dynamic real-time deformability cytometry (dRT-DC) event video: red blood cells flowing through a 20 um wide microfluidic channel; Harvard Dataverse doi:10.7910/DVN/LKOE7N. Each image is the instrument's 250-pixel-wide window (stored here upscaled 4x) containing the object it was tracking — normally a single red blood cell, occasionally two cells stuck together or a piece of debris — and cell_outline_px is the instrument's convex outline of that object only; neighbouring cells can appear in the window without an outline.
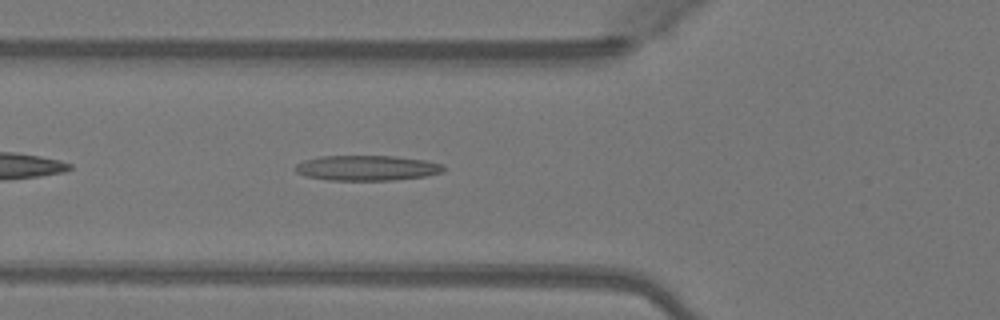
{"species": "Egyptian fruit bat (a non-hibernating species)", "species_latin": "Rousettus aegyptiacus", "temperature_condition": "warm", "stored_images_in_passage": 35, "camera_frame_rate_fps": 3000, "um_per_image_px": 0.085, "animal": {"sex": "female"}, "frame": {"image": 1, "passage_image": 5, "time_ms": 1.333, "image_size_px": [1000, 320], "cell_outline_px": [[444, 172], [428, 176], [392, 180], [328, 180], [304, 176], [296, 172], [296, 164], [304, 160], [320, 156], [396, 156], [424, 160], [444, 164]], "centroid_in_image_um": [31.21, 14.28], "position_along_channel_um": 94.6, "area_um2": 21.91}}
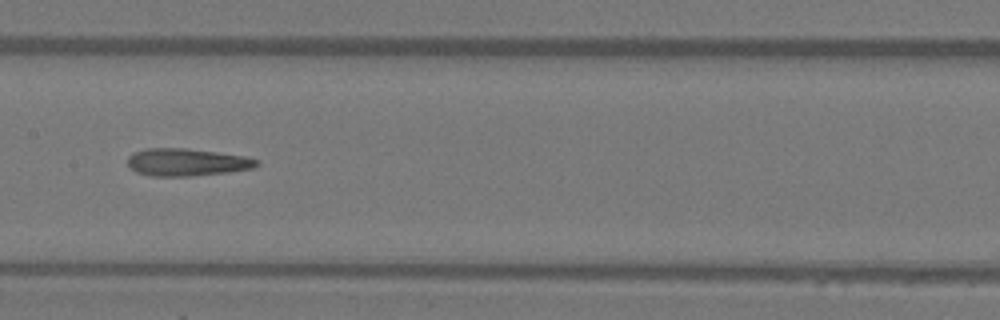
{"frame": {"image": 2, "passage_image": 12, "time_ms": 3.667, "image_size_px": [1000, 320], "cell_outline_px": [[260, 164], [252, 168], [228, 172], [192, 176], [152, 176], [136, 172], [128, 164], [128, 156], [132, 152], [148, 148], [188, 148], [248, 156], [260, 160]], "centroid_in_image_um": [15.91, 13.78], "position_along_channel_um": 191.5, "area_um2": 20.87}}
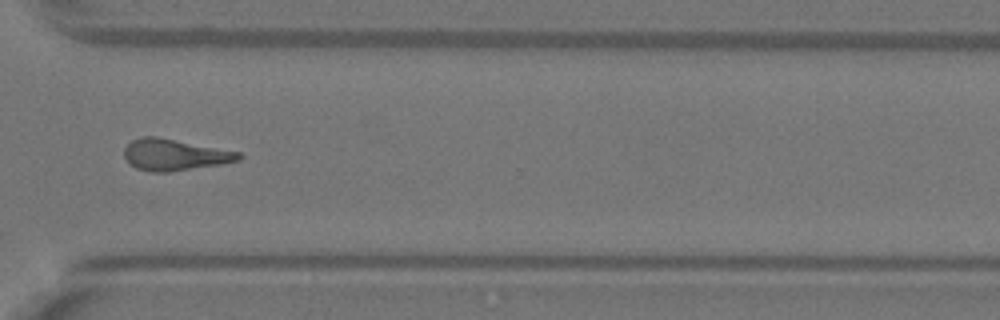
{"frame": {"image": 3, "passage_image": 24, "time_ms": 7.667, "image_size_px": [1000, 320], "cell_outline_px": [[244, 156], [240, 160], [220, 164], [168, 172], [152, 172], [136, 168], [124, 156], [124, 148], [132, 140], [144, 136], [156, 136], [240, 152]], "centroid_in_image_um": [14.85, 13.15], "position_along_channel_um": 355.8, "area_um2": 20.75}, "authors_computed_cell_mechanics": {"area_um2": 20.3456, "velocity_mm_per_s": 4.1117, "shape_relaxation_time_tau1_ms": null, "shape_relaxation_time_tau2_ms": 4.2294, "deformation_change_tau1": null, "deformation_change_tau2": 0.1731}}